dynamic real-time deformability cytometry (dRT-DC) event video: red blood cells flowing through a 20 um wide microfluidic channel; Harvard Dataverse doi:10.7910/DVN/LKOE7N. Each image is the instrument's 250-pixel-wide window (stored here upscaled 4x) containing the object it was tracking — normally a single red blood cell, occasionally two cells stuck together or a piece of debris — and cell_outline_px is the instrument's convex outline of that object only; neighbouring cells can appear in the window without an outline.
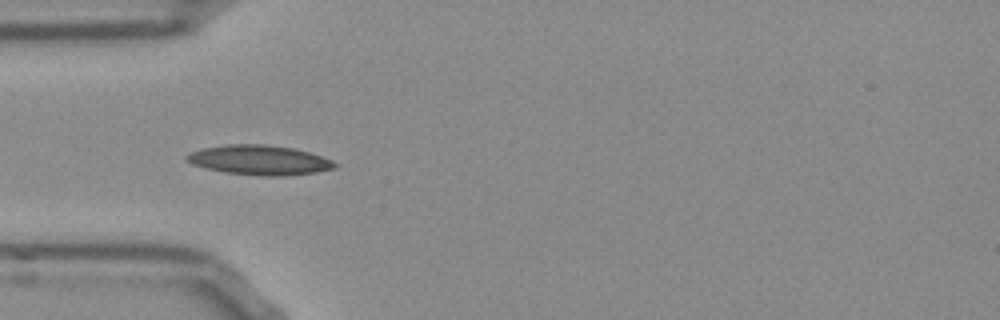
{"species": "Egyptian fruit bat (a non-hibernating species)", "species_latin": "Rousettus aegyptiacus", "temperature_condition": "room temperature", "stored_images_in_passage": 13, "camera_frame_rate_fps": 3000, "um_per_image_px": 0.085, "frame": {"image": 1, "passage_image": 1, "time_ms": 0.0, "image_size_px": [1000, 320], "cell_outline_px": [[336, 168], [316, 172], [284, 176], [268, 176], [228, 172], [208, 168], [192, 164], [184, 160], [184, 156], [192, 152], [204, 148], [228, 144], [264, 144], [292, 148], [308, 152], [332, 160], [336, 164]], "centroid_in_image_um": [22.05, 13.6], "position_along_channel_um": 63.0, "area_um2": 25.26}}
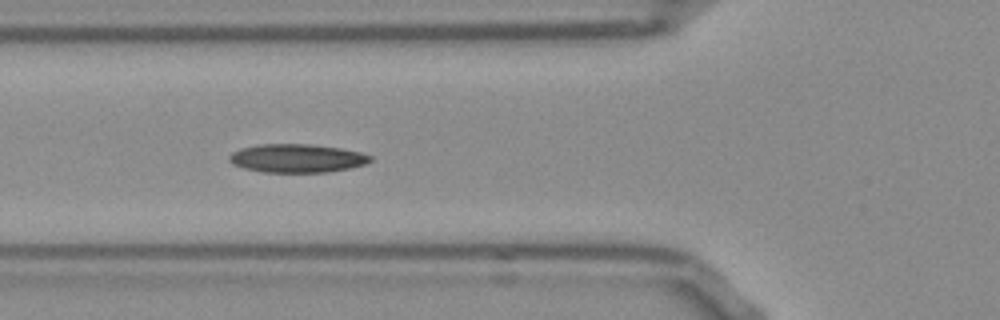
{"frame": {"image": 2, "passage_image": 4, "time_ms": 1.0, "image_size_px": [1000, 320], "cell_outline_px": [[372, 160], [364, 164], [348, 168], [324, 172], [260, 172], [244, 168], [232, 164], [228, 160], [228, 156], [232, 152], [240, 148], [260, 144], [312, 144], [340, 148], [360, 152], [372, 156]], "centroid_in_image_um": [25.19, 13.44], "position_along_channel_um": 100.6, "area_um2": 23.41}}
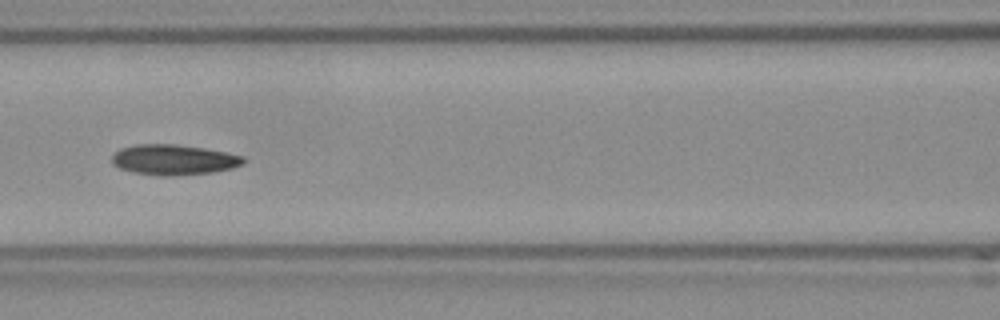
{"frame": {"image": 3, "passage_image": 8, "time_ms": 2.333, "image_size_px": [1000, 320], "cell_outline_px": [[244, 164], [232, 168], [212, 172], [168, 176], [164, 176], [136, 172], [120, 168], [112, 164], [112, 156], [120, 148], [136, 144], [176, 144], [204, 148], [244, 156]], "centroid_in_image_um": [14.77, 13.57], "position_along_channel_um": 151.8, "area_um2": 23.06}}